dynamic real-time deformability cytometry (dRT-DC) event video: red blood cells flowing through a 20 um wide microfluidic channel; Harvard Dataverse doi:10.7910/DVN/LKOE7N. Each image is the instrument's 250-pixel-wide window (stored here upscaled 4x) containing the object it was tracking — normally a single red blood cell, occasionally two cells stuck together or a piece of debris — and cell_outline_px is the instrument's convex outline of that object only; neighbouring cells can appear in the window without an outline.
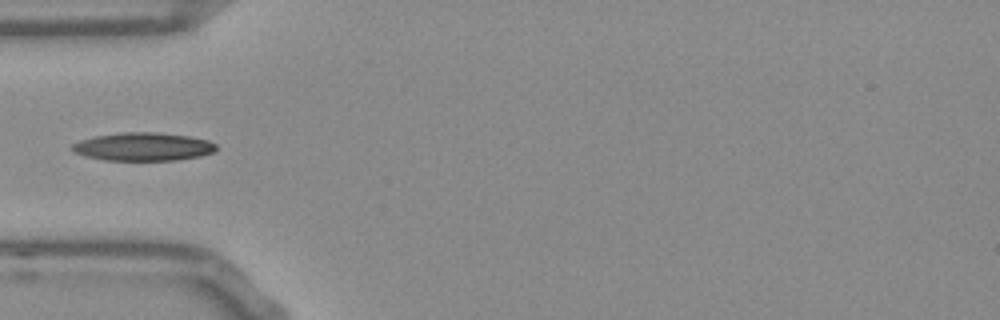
{"species": "Egyptian fruit bat (a non-hibernating species)", "species_latin": "Rousettus aegyptiacus", "temperature_condition": "room temperature", "stored_images_in_passage": 37, "camera_frame_rate_fps": 3000, "um_per_image_px": 0.085, "frame": {"image": 1, "passage_image": 1, "time_ms": 0.0, "image_size_px": [1000, 320], "cell_outline_px": [[216, 148], [212, 152], [200, 156], [176, 160], [104, 160], [88, 156], [76, 152], [72, 148], [72, 144], [80, 140], [96, 136], [124, 132], [156, 132], [188, 136], [208, 140], [216, 144]], "centroid_in_image_um": [12.19, 12.46], "position_along_channel_um": 72.8, "area_um2": 23.35}}
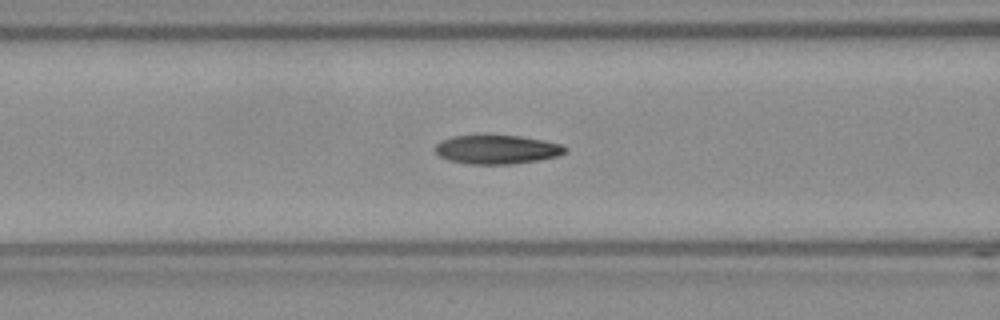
{"frame": {"image": 2, "passage_image": 5, "time_ms": 1.333, "image_size_px": [1000, 320], "cell_outline_px": [[568, 148], [564, 152], [556, 156], [536, 160], [512, 164], [472, 164], [448, 160], [440, 156], [436, 152], [436, 144], [440, 140], [452, 136], [484, 132], [520, 136], [560, 144]], "centroid_in_image_um": [42.16, 12.65], "position_along_channel_um": 124.4, "area_um2": 22.43}}
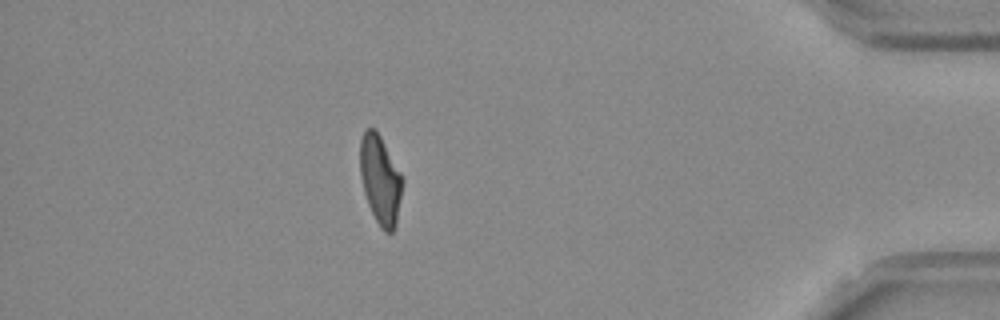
{"frame": {"image": 3, "passage_image": 31, "time_ms": 10.0, "image_size_px": [1000, 320], "cell_outline_px": [[404, 180], [396, 224], [392, 232], [384, 232], [380, 228], [368, 204], [364, 192], [360, 176], [360, 140], [364, 132], [368, 128], [376, 128], [400, 172]], "centroid_in_image_um": [32.32, 15.28], "position_along_channel_um": 402.9, "area_um2": 21.91}}